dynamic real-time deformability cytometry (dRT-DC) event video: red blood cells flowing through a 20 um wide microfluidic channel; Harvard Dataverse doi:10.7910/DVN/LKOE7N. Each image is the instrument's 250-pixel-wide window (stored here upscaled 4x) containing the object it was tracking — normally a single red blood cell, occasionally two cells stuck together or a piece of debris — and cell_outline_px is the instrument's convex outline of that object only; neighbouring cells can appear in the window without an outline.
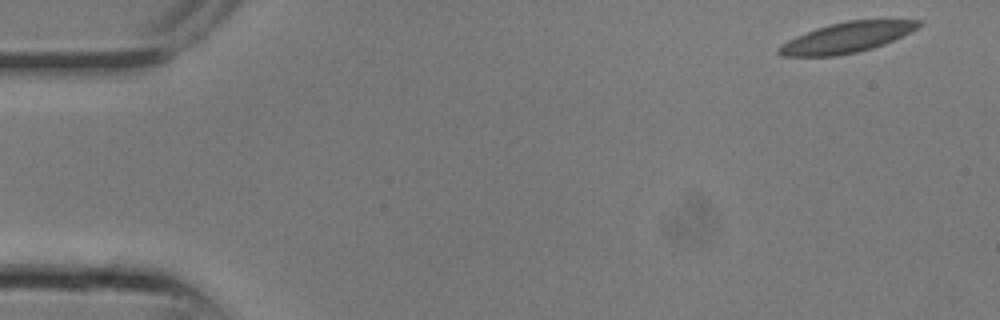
{"species": "common noctule bat (a hibernating species)", "species_latin": "Nyctalus noctula", "temperature_condition": "room temperature", "stored_images_in_passage": 5, "camera_frame_rate_fps": 3000, "um_per_image_px": 0.085, "animal": {"sex": "male", "body_mass_g": 13.3}, "frame": {"image": 1, "passage_image": 1, "time_ms": 0.0, "image_size_px": [1000, 320], "cell_outline_px": [[924, 24], [884, 44], [872, 48], [856, 52], [836, 56], [780, 56], [776, 52], [776, 48], [788, 40], [796, 36], [816, 28], [848, 20], [920, 20]], "centroid_in_image_um": [71.92, 3.2], "position_along_channel_um": 13.1, "area_um2": 24.39}}